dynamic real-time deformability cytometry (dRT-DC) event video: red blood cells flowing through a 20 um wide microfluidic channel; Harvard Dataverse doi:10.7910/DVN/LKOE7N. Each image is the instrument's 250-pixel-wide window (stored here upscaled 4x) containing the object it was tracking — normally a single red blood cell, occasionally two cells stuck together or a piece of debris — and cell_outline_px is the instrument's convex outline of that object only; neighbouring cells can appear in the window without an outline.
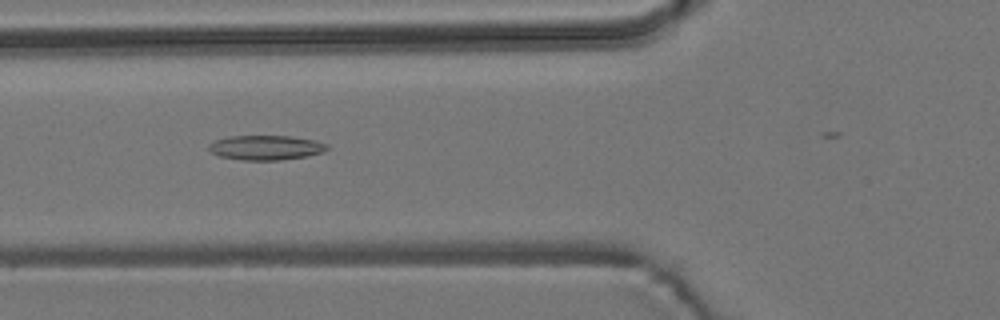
{"species": "common noctule bat (a hibernating species)", "species_latin": "Nyctalus noctula", "temperature_condition": "room temperature", "stored_images_in_passage": 5, "camera_frame_rate_fps": 3000, "um_per_image_px": 0.085, "animal": {"sex": "male", "body_mass_g": 19.2, "forearm_length_mm": 51.8}, "frame": {"image": 1, "passage_image": 5, "time_ms": 4.667, "image_size_px": [1000, 320], "cell_outline_px": [[328, 148], [324, 152], [304, 156], [280, 160], [244, 160], [220, 156], [208, 152], [208, 144], [216, 140], [228, 136], [288, 136], [316, 140], [328, 144]], "centroid_in_image_um": [22.57, 12.54], "position_along_channel_um": 103.2, "area_um2": 16.99}}